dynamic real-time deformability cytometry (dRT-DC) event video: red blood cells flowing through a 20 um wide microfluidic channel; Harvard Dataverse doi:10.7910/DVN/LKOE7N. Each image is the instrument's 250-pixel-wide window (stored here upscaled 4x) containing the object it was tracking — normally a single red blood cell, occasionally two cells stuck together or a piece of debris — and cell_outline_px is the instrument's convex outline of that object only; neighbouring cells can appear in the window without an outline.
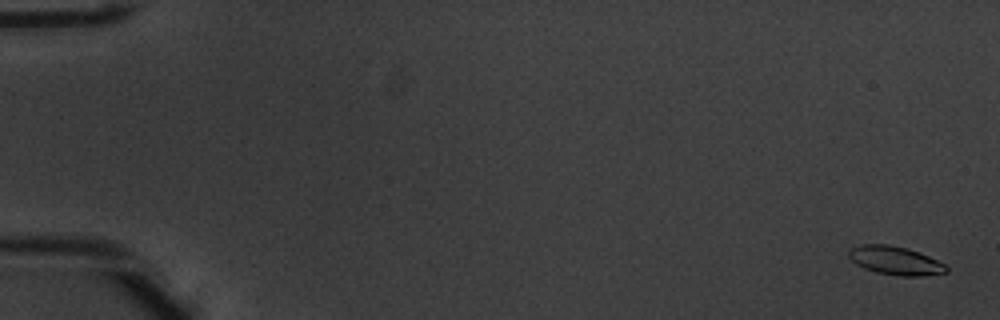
{"species": "common noctule bat (a hibernating species)", "species_latin": "Nyctalus noctula", "temperature_condition": "warm", "stored_images_in_passage": 54, "camera_frame_rate_fps": 3000, "um_per_image_px": 0.085, "animal": {"sex": "male", "body_mass_g": 20.1, "forearm_length_mm": 53.5}, "frame": {"image": 1, "passage_image": 2, "time_ms": 0.333, "image_size_px": [1000, 320], "cell_outline_px": [[948, 272], [924, 276], [900, 276], [876, 272], [864, 268], [856, 264], [848, 256], [848, 252], [852, 248], [860, 244], [888, 244], [908, 248], [920, 252], [944, 264], [948, 268]], "centroid_in_image_um": [76.1, 22.14], "position_along_channel_um": 8.9, "area_um2": 16.24}}
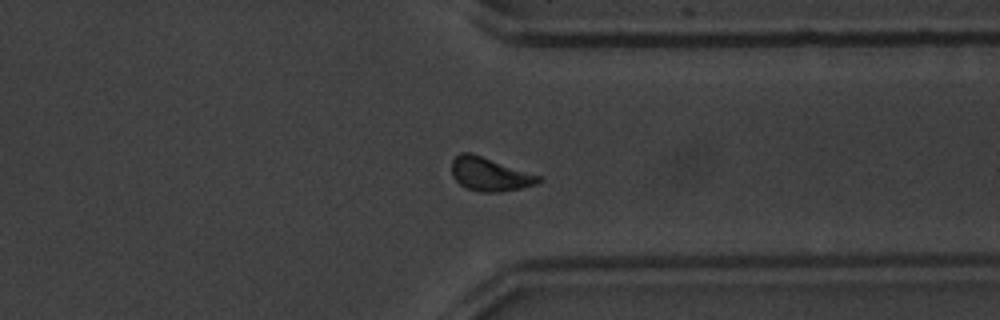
{"frame": {"image": 2, "passage_image": 42, "time_ms": 13.667, "image_size_px": [1000, 320], "cell_outline_px": [[544, 180], [540, 184], [500, 192], [480, 192], [468, 188], [460, 184], [452, 176], [452, 160], [460, 152], [472, 152], [544, 176]], "centroid_in_image_um": [41.71, 14.79], "position_along_channel_um": 369.7, "area_um2": 17.46}}
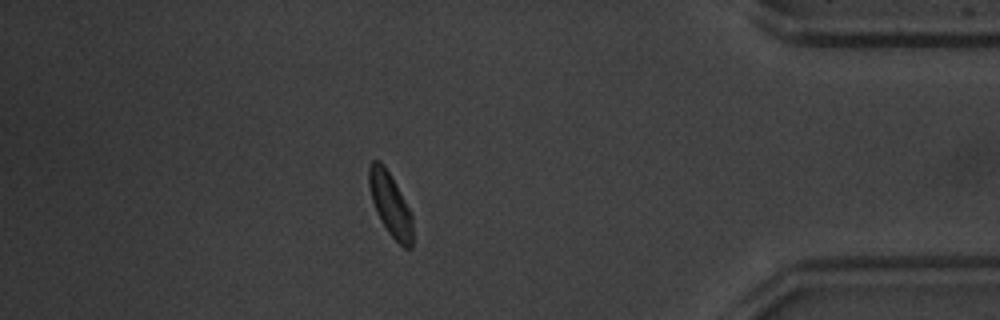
{"frame": {"image": 3, "passage_image": 47, "time_ms": 15.333, "image_size_px": [1000, 320], "cell_outline_px": [[412, 248], [404, 248], [388, 232], [380, 220], [376, 212], [372, 200], [368, 184], [368, 168], [372, 160], [380, 160], [384, 164], [396, 184], [412, 216]], "centroid_in_image_um": [33.15, 17.34], "position_along_channel_um": 402.1, "area_um2": 16.01}, "authors_computed_cell_mechanics": {"area_um2": 16.4152, "velocity_mm_per_s": 3.9319, "shape_relaxation_time_tau1_ms": 3.0285, "shape_relaxation_time_tau2_ms": 3.0002, "deformation_change_tau1": 0.1159, "deformation_change_tau2": 0.0844}}